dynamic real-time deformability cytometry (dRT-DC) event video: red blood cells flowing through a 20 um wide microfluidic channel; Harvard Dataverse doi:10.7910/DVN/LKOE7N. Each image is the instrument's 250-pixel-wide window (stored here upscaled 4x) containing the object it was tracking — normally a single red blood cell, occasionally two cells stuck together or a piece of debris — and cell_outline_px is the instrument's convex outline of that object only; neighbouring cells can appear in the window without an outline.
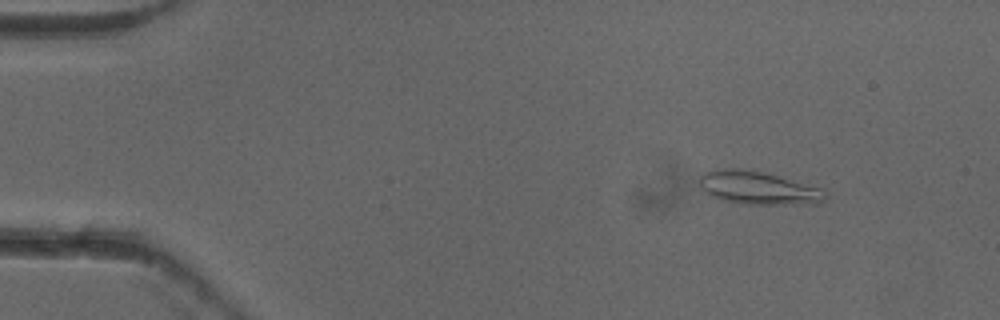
{"species": "common noctule bat (a hibernating species)", "species_latin": "Nyctalus noctula", "temperature_condition": "cold", "stored_images_in_passage": 5, "camera_frame_rate_fps": 3000, "um_per_image_px": 0.085, "animal": {"sex": "female"}, "frame": {"image": 1, "passage_image": 1, "time_ms": 0.0, "image_size_px": [1000, 320], "cell_outline_px": [[828, 192], [824, 200], [820, 204], [744, 204], [724, 200], [712, 196], [700, 184], [700, 176], [704, 172], [732, 168], [736, 168], [760, 172], [824, 188]], "centroid_in_image_um": [64.54, 15.99], "position_along_channel_um": 20.5, "area_um2": 23.87}}